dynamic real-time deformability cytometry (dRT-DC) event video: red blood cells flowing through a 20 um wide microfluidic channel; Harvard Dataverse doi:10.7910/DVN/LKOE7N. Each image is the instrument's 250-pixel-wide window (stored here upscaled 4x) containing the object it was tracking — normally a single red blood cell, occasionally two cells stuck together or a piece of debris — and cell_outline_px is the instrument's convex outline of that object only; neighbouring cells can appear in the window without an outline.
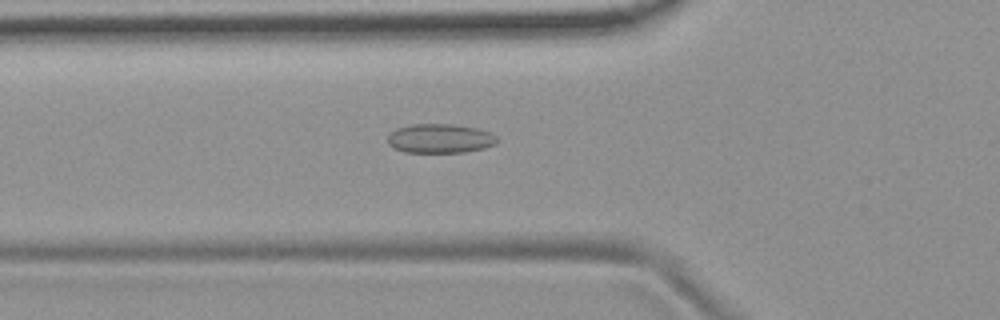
{"species": "common noctule bat (a hibernating species)", "species_latin": "Nyctalus noctula", "temperature_condition": "room temperature", "stored_images_in_passage": 33, "camera_frame_rate_fps": 3000, "um_per_image_px": 0.085, "animal": {"sex": "female", "body_mass_g": 19.9}, "frame": {"image": 1, "passage_image": 4, "time_ms": 1.0, "image_size_px": [1000, 320], "cell_outline_px": [[500, 140], [496, 144], [484, 148], [464, 152], [404, 152], [392, 148], [388, 144], [388, 136], [396, 128], [408, 124], [452, 124], [476, 128], [488, 132], [496, 136]], "centroid_in_image_um": [37.39, 11.77], "position_along_channel_um": 88.4, "area_um2": 18.73}}
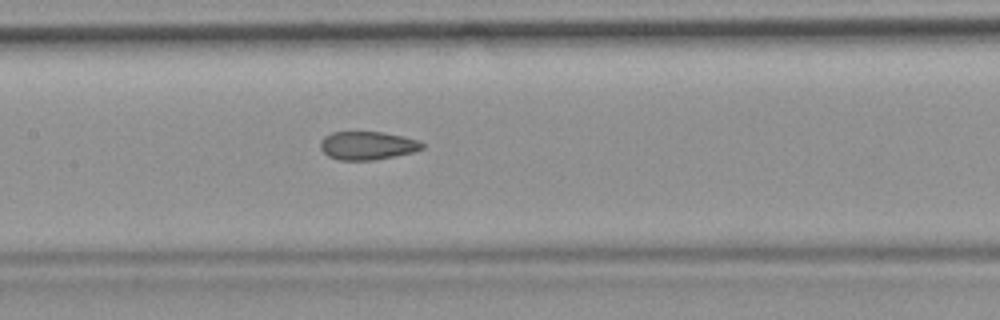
{"frame": {"image": 2, "passage_image": 11, "time_ms": 3.333, "image_size_px": [1000, 320], "cell_outline_px": [[424, 148], [412, 152], [372, 160], [340, 160], [328, 156], [320, 148], [320, 140], [324, 136], [332, 132], [384, 132], [404, 136], [420, 140], [424, 144]], "centroid_in_image_um": [31.23, 12.36], "position_along_channel_um": 176.2, "area_um2": 16.82}}
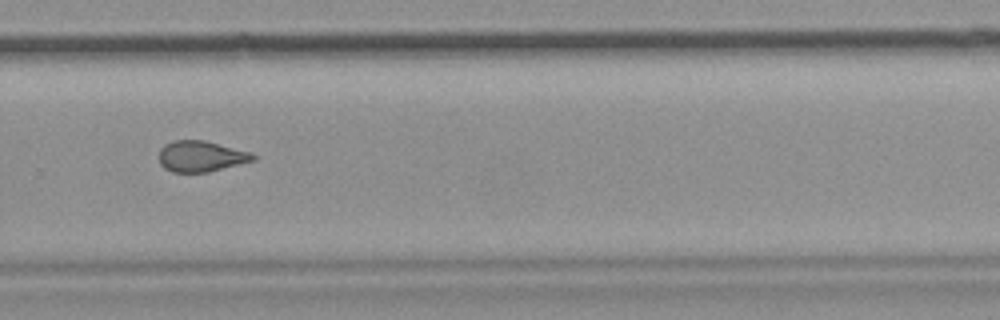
{"frame": {"image": 3, "passage_image": 22, "time_ms": 7.0, "image_size_px": [1000, 320], "cell_outline_px": [[256, 160], [208, 172], [172, 172], [164, 168], [160, 164], [160, 148], [164, 144], [176, 140], [204, 140], [252, 152], [256, 156]], "centroid_in_image_um": [17.1, 13.28], "position_along_channel_um": 312.7, "area_um2": 16.99}, "authors_computed_cell_mechanics": {"area_um2": 17.4556, "velocity_mm_per_s": 3.7388, "shape_relaxation_time_tau1_ms": null, "shape_relaxation_time_tau2_ms": 1.9525, "deformation_change_tau1": null, "deformation_change_tau2": 0.0904}}